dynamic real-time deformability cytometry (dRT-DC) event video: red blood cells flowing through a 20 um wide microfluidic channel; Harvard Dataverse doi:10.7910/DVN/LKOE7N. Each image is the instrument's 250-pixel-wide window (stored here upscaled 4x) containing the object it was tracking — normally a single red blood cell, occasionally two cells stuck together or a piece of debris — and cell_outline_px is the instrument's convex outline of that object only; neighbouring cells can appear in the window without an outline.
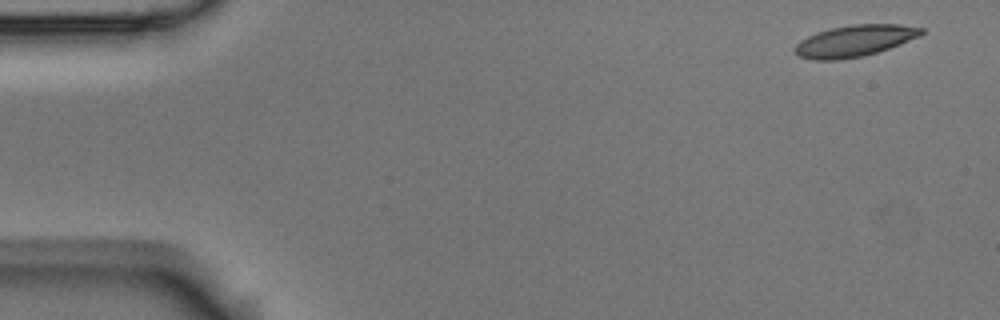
{"species": "Egyptian fruit bat (a non-hibernating species)", "species_latin": "Rousettus aegyptiacus", "temperature_condition": "room temperature", "stored_images_in_passage": 5, "segment_of_instrument_passage": [2, 2], "camera_frame_rate_fps": 3000, "um_per_image_px": 0.085, "animal": {"sex": "male"}, "frame": {"image": 1, "passage_image": 5, "time_ms": 1.333, "image_size_px": [1000, 320], "cell_outline_px": [[924, 32], [920, 36], [900, 44], [864, 56], [840, 60], [812, 60], [796, 56], [792, 48], [800, 40], [816, 32], [832, 28], [852, 24], [900, 24], [924, 28]], "centroid_in_image_um": [72.6, 3.48], "position_along_channel_um": 12.4, "area_um2": 23.41}}